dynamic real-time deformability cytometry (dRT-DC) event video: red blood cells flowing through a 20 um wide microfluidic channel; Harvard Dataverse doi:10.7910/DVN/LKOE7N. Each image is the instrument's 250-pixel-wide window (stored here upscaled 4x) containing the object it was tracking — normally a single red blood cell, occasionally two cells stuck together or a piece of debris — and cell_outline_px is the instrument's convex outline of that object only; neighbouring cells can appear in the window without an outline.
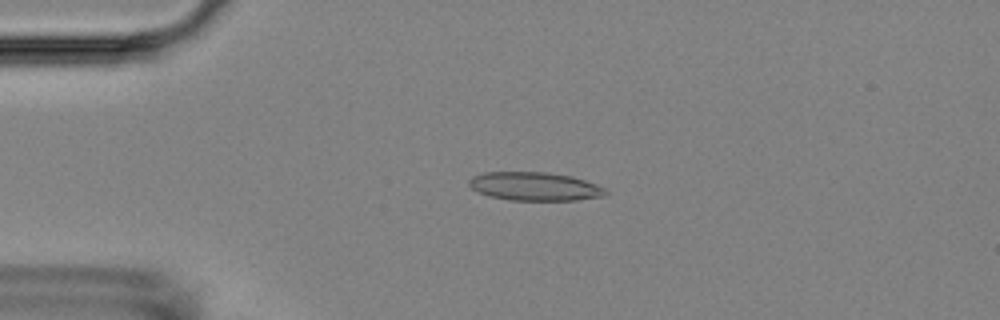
{"species": "Egyptian fruit bat (a non-hibernating species)", "species_latin": "Rousettus aegyptiacus", "temperature_condition": "room temperature", "stored_images_in_passage": 6, "camera_frame_rate_fps": 3000, "um_per_image_px": 0.085, "animal": {"sex": "female"}, "frame": {"image": 1, "passage_image": 4, "time_ms": 3.333, "image_size_px": [1000, 320], "cell_outline_px": [[608, 192], [604, 196], [576, 200], [508, 200], [488, 196], [472, 188], [468, 184], [468, 180], [472, 176], [484, 172], [544, 172], [572, 176], [584, 180], [604, 188]], "centroid_in_image_um": [45.42, 15.84], "position_along_channel_um": 39.6, "area_um2": 22.6}}
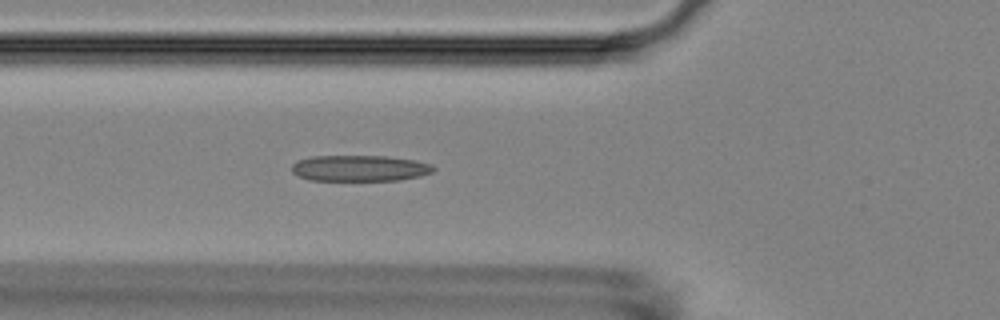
{"frame": {"image": 2, "passage_image": 6, "time_ms": 5.667, "image_size_px": [1000, 320], "cell_outline_px": [[436, 168], [432, 172], [420, 176], [396, 180], [308, 180], [292, 172], [292, 164], [296, 160], [312, 156], [384, 156], [412, 160], [432, 164]], "centroid_in_image_um": [30.55, 14.29], "position_along_channel_um": 95.3, "area_um2": 21.39}}